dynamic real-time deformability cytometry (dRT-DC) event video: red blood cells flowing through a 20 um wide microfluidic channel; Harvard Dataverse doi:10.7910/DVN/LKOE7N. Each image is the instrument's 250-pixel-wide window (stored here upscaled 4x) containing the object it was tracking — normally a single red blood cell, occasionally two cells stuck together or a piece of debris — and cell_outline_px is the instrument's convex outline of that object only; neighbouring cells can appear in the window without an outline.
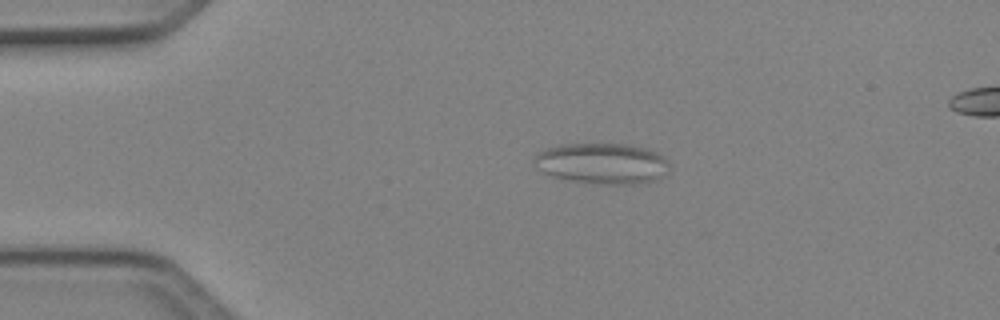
{"species": "Egyptian fruit bat (a non-hibernating species)", "species_latin": "Rousettus aegyptiacus", "temperature_condition": "cold", "stored_images_in_passage": 4, "camera_frame_rate_fps": 3000, "um_per_image_px": 0.085, "animal": {"sex": "female"}, "frame": {"image": 1, "passage_image": 3, "time_ms": 0.667, "image_size_px": [1000, 320], "cell_outline_px": [[672, 164], [668, 172], [664, 176], [656, 180], [632, 184], [596, 184], [552, 176], [536, 168], [532, 160], [532, 156], [544, 148], [560, 144], [628, 144], [644, 148], [656, 152], [664, 156]], "centroid_in_image_um": [51.19, 13.88], "position_along_channel_um": 33.8, "area_um2": 32.6}}